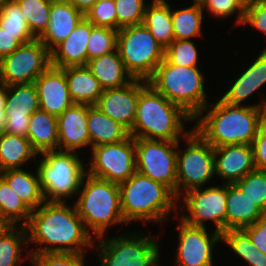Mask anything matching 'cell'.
I'll list each match as a JSON object with an SVG mask.
<instances>
[{
	"label": "cell",
	"mask_w": 266,
	"mask_h": 266,
	"mask_svg": "<svg viewBox=\"0 0 266 266\" xmlns=\"http://www.w3.org/2000/svg\"><path fill=\"white\" fill-rule=\"evenodd\" d=\"M25 228L28 242L44 244L43 248L30 251L31 254L84 253V246L93 245L92 235L86 229L75 205L70 209L65 202L45 201L32 211Z\"/></svg>",
	"instance_id": "6da1fadb"
},
{
	"label": "cell",
	"mask_w": 266,
	"mask_h": 266,
	"mask_svg": "<svg viewBox=\"0 0 266 266\" xmlns=\"http://www.w3.org/2000/svg\"><path fill=\"white\" fill-rule=\"evenodd\" d=\"M200 118L193 129L213 147L232 144L252 145L260 126L266 121V101L240 106L221 99Z\"/></svg>",
	"instance_id": "7a4b0ae2"
},
{
	"label": "cell",
	"mask_w": 266,
	"mask_h": 266,
	"mask_svg": "<svg viewBox=\"0 0 266 266\" xmlns=\"http://www.w3.org/2000/svg\"><path fill=\"white\" fill-rule=\"evenodd\" d=\"M186 120L193 121V118L156 91L146 80L139 79L136 117L129 131L133 138L179 141V136L184 132L183 122Z\"/></svg>",
	"instance_id": "3957f363"
},
{
	"label": "cell",
	"mask_w": 266,
	"mask_h": 266,
	"mask_svg": "<svg viewBox=\"0 0 266 266\" xmlns=\"http://www.w3.org/2000/svg\"><path fill=\"white\" fill-rule=\"evenodd\" d=\"M119 189L122 216L126 226L132 220L162 223L178 200L167 186L138 172L121 182Z\"/></svg>",
	"instance_id": "277c9868"
},
{
	"label": "cell",
	"mask_w": 266,
	"mask_h": 266,
	"mask_svg": "<svg viewBox=\"0 0 266 266\" xmlns=\"http://www.w3.org/2000/svg\"><path fill=\"white\" fill-rule=\"evenodd\" d=\"M203 77L198 66H176L164 58L147 82L194 119L209 106Z\"/></svg>",
	"instance_id": "5b68a950"
},
{
	"label": "cell",
	"mask_w": 266,
	"mask_h": 266,
	"mask_svg": "<svg viewBox=\"0 0 266 266\" xmlns=\"http://www.w3.org/2000/svg\"><path fill=\"white\" fill-rule=\"evenodd\" d=\"M81 185L84 188L82 191L79 190L80 195L74 205L86 229L87 226L88 229L91 228L99 238L105 236V231L110 225L125 222L122 216L119 184L86 173Z\"/></svg>",
	"instance_id": "8992f818"
},
{
	"label": "cell",
	"mask_w": 266,
	"mask_h": 266,
	"mask_svg": "<svg viewBox=\"0 0 266 266\" xmlns=\"http://www.w3.org/2000/svg\"><path fill=\"white\" fill-rule=\"evenodd\" d=\"M42 155L37 171L45 201L66 202L68 196L79 192L82 187V179L87 173L82 160L73 151L58 149Z\"/></svg>",
	"instance_id": "52a82bcc"
},
{
	"label": "cell",
	"mask_w": 266,
	"mask_h": 266,
	"mask_svg": "<svg viewBox=\"0 0 266 266\" xmlns=\"http://www.w3.org/2000/svg\"><path fill=\"white\" fill-rule=\"evenodd\" d=\"M117 50L134 79L147 81L165 58L164 47L143 23L118 30Z\"/></svg>",
	"instance_id": "ba28073f"
},
{
	"label": "cell",
	"mask_w": 266,
	"mask_h": 266,
	"mask_svg": "<svg viewBox=\"0 0 266 266\" xmlns=\"http://www.w3.org/2000/svg\"><path fill=\"white\" fill-rule=\"evenodd\" d=\"M183 133L188 147L180 154L177 151L176 197L181 196V185L185 192L201 186L215 174L214 147L206 142L194 129ZM182 155V156H181Z\"/></svg>",
	"instance_id": "9c48e42d"
},
{
	"label": "cell",
	"mask_w": 266,
	"mask_h": 266,
	"mask_svg": "<svg viewBox=\"0 0 266 266\" xmlns=\"http://www.w3.org/2000/svg\"><path fill=\"white\" fill-rule=\"evenodd\" d=\"M180 141L135 138L136 172L167 186L176 196L177 151Z\"/></svg>",
	"instance_id": "30bf717a"
},
{
	"label": "cell",
	"mask_w": 266,
	"mask_h": 266,
	"mask_svg": "<svg viewBox=\"0 0 266 266\" xmlns=\"http://www.w3.org/2000/svg\"><path fill=\"white\" fill-rule=\"evenodd\" d=\"M103 240H102V239ZM101 239L100 266H156L159 260V247L150 236L133 235L118 238Z\"/></svg>",
	"instance_id": "8fae6325"
},
{
	"label": "cell",
	"mask_w": 266,
	"mask_h": 266,
	"mask_svg": "<svg viewBox=\"0 0 266 266\" xmlns=\"http://www.w3.org/2000/svg\"><path fill=\"white\" fill-rule=\"evenodd\" d=\"M50 66V51L40 39H35L0 59V83L6 86L33 83Z\"/></svg>",
	"instance_id": "7c38bea8"
},
{
	"label": "cell",
	"mask_w": 266,
	"mask_h": 266,
	"mask_svg": "<svg viewBox=\"0 0 266 266\" xmlns=\"http://www.w3.org/2000/svg\"><path fill=\"white\" fill-rule=\"evenodd\" d=\"M91 165L87 173L120 184L136 172L135 138L131 135L118 143L92 148Z\"/></svg>",
	"instance_id": "4fadbf2b"
},
{
	"label": "cell",
	"mask_w": 266,
	"mask_h": 266,
	"mask_svg": "<svg viewBox=\"0 0 266 266\" xmlns=\"http://www.w3.org/2000/svg\"><path fill=\"white\" fill-rule=\"evenodd\" d=\"M222 185V188L212 186L204 190L192 188L184 193L183 201L190 215H183L181 219L197 227H205L204 222L212 220L215 231L221 234L226 231L227 183Z\"/></svg>",
	"instance_id": "5bb4252c"
},
{
	"label": "cell",
	"mask_w": 266,
	"mask_h": 266,
	"mask_svg": "<svg viewBox=\"0 0 266 266\" xmlns=\"http://www.w3.org/2000/svg\"><path fill=\"white\" fill-rule=\"evenodd\" d=\"M177 230L179 245L175 266H213L212 248L222 240V234L214 231L210 237L206 227L192 226L182 219Z\"/></svg>",
	"instance_id": "9a60e30c"
},
{
	"label": "cell",
	"mask_w": 266,
	"mask_h": 266,
	"mask_svg": "<svg viewBox=\"0 0 266 266\" xmlns=\"http://www.w3.org/2000/svg\"><path fill=\"white\" fill-rule=\"evenodd\" d=\"M139 100V79L113 89H105L95 104L104 114L132 129Z\"/></svg>",
	"instance_id": "2e32d148"
},
{
	"label": "cell",
	"mask_w": 266,
	"mask_h": 266,
	"mask_svg": "<svg viewBox=\"0 0 266 266\" xmlns=\"http://www.w3.org/2000/svg\"><path fill=\"white\" fill-rule=\"evenodd\" d=\"M34 83L41 110L58 117L74 104L65 74L60 68L50 66L36 78Z\"/></svg>",
	"instance_id": "e0dca14e"
},
{
	"label": "cell",
	"mask_w": 266,
	"mask_h": 266,
	"mask_svg": "<svg viewBox=\"0 0 266 266\" xmlns=\"http://www.w3.org/2000/svg\"><path fill=\"white\" fill-rule=\"evenodd\" d=\"M214 166L216 175L228 179L225 183L234 184L255 169L252 145L214 147Z\"/></svg>",
	"instance_id": "ac0fdd59"
},
{
	"label": "cell",
	"mask_w": 266,
	"mask_h": 266,
	"mask_svg": "<svg viewBox=\"0 0 266 266\" xmlns=\"http://www.w3.org/2000/svg\"><path fill=\"white\" fill-rule=\"evenodd\" d=\"M86 104H73L57 117L58 150L76 151L90 145Z\"/></svg>",
	"instance_id": "d6986e66"
},
{
	"label": "cell",
	"mask_w": 266,
	"mask_h": 266,
	"mask_svg": "<svg viewBox=\"0 0 266 266\" xmlns=\"http://www.w3.org/2000/svg\"><path fill=\"white\" fill-rule=\"evenodd\" d=\"M94 25L85 17L51 52V66L65 68L87 65V42Z\"/></svg>",
	"instance_id": "ffe728a7"
},
{
	"label": "cell",
	"mask_w": 266,
	"mask_h": 266,
	"mask_svg": "<svg viewBox=\"0 0 266 266\" xmlns=\"http://www.w3.org/2000/svg\"><path fill=\"white\" fill-rule=\"evenodd\" d=\"M84 17L68 0H53L49 26L39 39L51 52L68 37Z\"/></svg>",
	"instance_id": "44dd1931"
},
{
	"label": "cell",
	"mask_w": 266,
	"mask_h": 266,
	"mask_svg": "<svg viewBox=\"0 0 266 266\" xmlns=\"http://www.w3.org/2000/svg\"><path fill=\"white\" fill-rule=\"evenodd\" d=\"M87 129L92 148L118 143L130 136L126 127L108 117L96 105H88Z\"/></svg>",
	"instance_id": "7402d4cb"
},
{
	"label": "cell",
	"mask_w": 266,
	"mask_h": 266,
	"mask_svg": "<svg viewBox=\"0 0 266 266\" xmlns=\"http://www.w3.org/2000/svg\"><path fill=\"white\" fill-rule=\"evenodd\" d=\"M226 230L254 224L264 212L235 184L227 183Z\"/></svg>",
	"instance_id": "603a6c76"
},
{
	"label": "cell",
	"mask_w": 266,
	"mask_h": 266,
	"mask_svg": "<svg viewBox=\"0 0 266 266\" xmlns=\"http://www.w3.org/2000/svg\"><path fill=\"white\" fill-rule=\"evenodd\" d=\"M266 83V49L250 64L244 73L232 83L231 88L222 96L221 100L231 105L241 104L254 91Z\"/></svg>",
	"instance_id": "cb8c5ba5"
},
{
	"label": "cell",
	"mask_w": 266,
	"mask_h": 266,
	"mask_svg": "<svg viewBox=\"0 0 266 266\" xmlns=\"http://www.w3.org/2000/svg\"><path fill=\"white\" fill-rule=\"evenodd\" d=\"M60 69L65 74L74 104L95 105L98 102L104 89L86 65Z\"/></svg>",
	"instance_id": "d4e9b609"
},
{
	"label": "cell",
	"mask_w": 266,
	"mask_h": 266,
	"mask_svg": "<svg viewBox=\"0 0 266 266\" xmlns=\"http://www.w3.org/2000/svg\"><path fill=\"white\" fill-rule=\"evenodd\" d=\"M86 66L104 90L120 88L134 80L126 70L118 50L89 60Z\"/></svg>",
	"instance_id": "484cf974"
},
{
	"label": "cell",
	"mask_w": 266,
	"mask_h": 266,
	"mask_svg": "<svg viewBox=\"0 0 266 266\" xmlns=\"http://www.w3.org/2000/svg\"><path fill=\"white\" fill-rule=\"evenodd\" d=\"M27 138L38 154L57 150V117L38 109L30 117Z\"/></svg>",
	"instance_id": "4316f807"
},
{
	"label": "cell",
	"mask_w": 266,
	"mask_h": 266,
	"mask_svg": "<svg viewBox=\"0 0 266 266\" xmlns=\"http://www.w3.org/2000/svg\"><path fill=\"white\" fill-rule=\"evenodd\" d=\"M36 177L32 173L19 169H8L1 172L12 190L33 211L45 202L40 186L38 171Z\"/></svg>",
	"instance_id": "83f0119b"
},
{
	"label": "cell",
	"mask_w": 266,
	"mask_h": 266,
	"mask_svg": "<svg viewBox=\"0 0 266 266\" xmlns=\"http://www.w3.org/2000/svg\"><path fill=\"white\" fill-rule=\"evenodd\" d=\"M143 24L164 49L175 39L171 7L165 0H153L146 6Z\"/></svg>",
	"instance_id": "f1b7e54d"
},
{
	"label": "cell",
	"mask_w": 266,
	"mask_h": 266,
	"mask_svg": "<svg viewBox=\"0 0 266 266\" xmlns=\"http://www.w3.org/2000/svg\"><path fill=\"white\" fill-rule=\"evenodd\" d=\"M38 153L27 137L4 132L0 134V171L19 169L29 159L36 160Z\"/></svg>",
	"instance_id": "f546056e"
},
{
	"label": "cell",
	"mask_w": 266,
	"mask_h": 266,
	"mask_svg": "<svg viewBox=\"0 0 266 266\" xmlns=\"http://www.w3.org/2000/svg\"><path fill=\"white\" fill-rule=\"evenodd\" d=\"M38 109L39 98L34 82L7 86L6 117H31Z\"/></svg>",
	"instance_id": "4dcf8cb0"
},
{
	"label": "cell",
	"mask_w": 266,
	"mask_h": 266,
	"mask_svg": "<svg viewBox=\"0 0 266 266\" xmlns=\"http://www.w3.org/2000/svg\"><path fill=\"white\" fill-rule=\"evenodd\" d=\"M174 38L177 40H190L201 35L203 9L201 4L194 3L184 9L171 11Z\"/></svg>",
	"instance_id": "1f68e13d"
},
{
	"label": "cell",
	"mask_w": 266,
	"mask_h": 266,
	"mask_svg": "<svg viewBox=\"0 0 266 266\" xmlns=\"http://www.w3.org/2000/svg\"><path fill=\"white\" fill-rule=\"evenodd\" d=\"M32 214V211L12 190L7 181L0 176V216L9 224L15 225L22 222L25 226Z\"/></svg>",
	"instance_id": "d6a6232c"
},
{
	"label": "cell",
	"mask_w": 266,
	"mask_h": 266,
	"mask_svg": "<svg viewBox=\"0 0 266 266\" xmlns=\"http://www.w3.org/2000/svg\"><path fill=\"white\" fill-rule=\"evenodd\" d=\"M9 225L0 234V266H20L21 244H27L25 226Z\"/></svg>",
	"instance_id": "836d02e7"
},
{
	"label": "cell",
	"mask_w": 266,
	"mask_h": 266,
	"mask_svg": "<svg viewBox=\"0 0 266 266\" xmlns=\"http://www.w3.org/2000/svg\"><path fill=\"white\" fill-rule=\"evenodd\" d=\"M22 10L32 35L39 39L49 26L53 0H14Z\"/></svg>",
	"instance_id": "e575fe53"
},
{
	"label": "cell",
	"mask_w": 266,
	"mask_h": 266,
	"mask_svg": "<svg viewBox=\"0 0 266 266\" xmlns=\"http://www.w3.org/2000/svg\"><path fill=\"white\" fill-rule=\"evenodd\" d=\"M222 241L243 258L249 266H259L260 250L252 243L243 229H231L222 233Z\"/></svg>",
	"instance_id": "d590c367"
},
{
	"label": "cell",
	"mask_w": 266,
	"mask_h": 266,
	"mask_svg": "<svg viewBox=\"0 0 266 266\" xmlns=\"http://www.w3.org/2000/svg\"><path fill=\"white\" fill-rule=\"evenodd\" d=\"M118 30L94 26L87 42V63L89 60L117 50Z\"/></svg>",
	"instance_id": "8d00e7d4"
},
{
	"label": "cell",
	"mask_w": 266,
	"mask_h": 266,
	"mask_svg": "<svg viewBox=\"0 0 266 266\" xmlns=\"http://www.w3.org/2000/svg\"><path fill=\"white\" fill-rule=\"evenodd\" d=\"M234 184L266 213V171L254 169Z\"/></svg>",
	"instance_id": "74e56055"
},
{
	"label": "cell",
	"mask_w": 266,
	"mask_h": 266,
	"mask_svg": "<svg viewBox=\"0 0 266 266\" xmlns=\"http://www.w3.org/2000/svg\"><path fill=\"white\" fill-rule=\"evenodd\" d=\"M165 59L170 64L176 66H197V48L191 40L174 39L171 44L165 49Z\"/></svg>",
	"instance_id": "f35d334b"
},
{
	"label": "cell",
	"mask_w": 266,
	"mask_h": 266,
	"mask_svg": "<svg viewBox=\"0 0 266 266\" xmlns=\"http://www.w3.org/2000/svg\"><path fill=\"white\" fill-rule=\"evenodd\" d=\"M117 14V30L143 23L146 4L144 0H114Z\"/></svg>",
	"instance_id": "ab89813d"
},
{
	"label": "cell",
	"mask_w": 266,
	"mask_h": 266,
	"mask_svg": "<svg viewBox=\"0 0 266 266\" xmlns=\"http://www.w3.org/2000/svg\"><path fill=\"white\" fill-rule=\"evenodd\" d=\"M0 27L10 34H32L22 10L14 0H9L2 7Z\"/></svg>",
	"instance_id": "60d3db41"
},
{
	"label": "cell",
	"mask_w": 266,
	"mask_h": 266,
	"mask_svg": "<svg viewBox=\"0 0 266 266\" xmlns=\"http://www.w3.org/2000/svg\"><path fill=\"white\" fill-rule=\"evenodd\" d=\"M84 16L94 26L117 30V14L114 0H97Z\"/></svg>",
	"instance_id": "b9f144b4"
},
{
	"label": "cell",
	"mask_w": 266,
	"mask_h": 266,
	"mask_svg": "<svg viewBox=\"0 0 266 266\" xmlns=\"http://www.w3.org/2000/svg\"><path fill=\"white\" fill-rule=\"evenodd\" d=\"M35 266H84V253H41L30 254Z\"/></svg>",
	"instance_id": "7bdbcfd3"
},
{
	"label": "cell",
	"mask_w": 266,
	"mask_h": 266,
	"mask_svg": "<svg viewBox=\"0 0 266 266\" xmlns=\"http://www.w3.org/2000/svg\"><path fill=\"white\" fill-rule=\"evenodd\" d=\"M202 9H208L211 14L217 17H226L238 12L236 24H243L245 10L238 4L236 0H203L201 3Z\"/></svg>",
	"instance_id": "ee69618b"
},
{
	"label": "cell",
	"mask_w": 266,
	"mask_h": 266,
	"mask_svg": "<svg viewBox=\"0 0 266 266\" xmlns=\"http://www.w3.org/2000/svg\"><path fill=\"white\" fill-rule=\"evenodd\" d=\"M32 34H10L0 27V59L11 54L21 44L35 40Z\"/></svg>",
	"instance_id": "f6af8a7d"
},
{
	"label": "cell",
	"mask_w": 266,
	"mask_h": 266,
	"mask_svg": "<svg viewBox=\"0 0 266 266\" xmlns=\"http://www.w3.org/2000/svg\"><path fill=\"white\" fill-rule=\"evenodd\" d=\"M252 148L255 169L266 171V121L260 126Z\"/></svg>",
	"instance_id": "bcb514c9"
},
{
	"label": "cell",
	"mask_w": 266,
	"mask_h": 266,
	"mask_svg": "<svg viewBox=\"0 0 266 266\" xmlns=\"http://www.w3.org/2000/svg\"><path fill=\"white\" fill-rule=\"evenodd\" d=\"M251 24L254 28L266 33V4L255 1L245 10L243 25Z\"/></svg>",
	"instance_id": "7dc6e473"
},
{
	"label": "cell",
	"mask_w": 266,
	"mask_h": 266,
	"mask_svg": "<svg viewBox=\"0 0 266 266\" xmlns=\"http://www.w3.org/2000/svg\"><path fill=\"white\" fill-rule=\"evenodd\" d=\"M249 235L252 243L266 254V213H264L254 224L243 228Z\"/></svg>",
	"instance_id": "c3c4849f"
},
{
	"label": "cell",
	"mask_w": 266,
	"mask_h": 266,
	"mask_svg": "<svg viewBox=\"0 0 266 266\" xmlns=\"http://www.w3.org/2000/svg\"><path fill=\"white\" fill-rule=\"evenodd\" d=\"M30 117H6L4 132L27 137Z\"/></svg>",
	"instance_id": "681fc988"
},
{
	"label": "cell",
	"mask_w": 266,
	"mask_h": 266,
	"mask_svg": "<svg viewBox=\"0 0 266 266\" xmlns=\"http://www.w3.org/2000/svg\"><path fill=\"white\" fill-rule=\"evenodd\" d=\"M74 7H76L84 15L91 8L97 0H68Z\"/></svg>",
	"instance_id": "f907efd6"
},
{
	"label": "cell",
	"mask_w": 266,
	"mask_h": 266,
	"mask_svg": "<svg viewBox=\"0 0 266 266\" xmlns=\"http://www.w3.org/2000/svg\"><path fill=\"white\" fill-rule=\"evenodd\" d=\"M7 86L0 83V110H5Z\"/></svg>",
	"instance_id": "816d5d0a"
},
{
	"label": "cell",
	"mask_w": 266,
	"mask_h": 266,
	"mask_svg": "<svg viewBox=\"0 0 266 266\" xmlns=\"http://www.w3.org/2000/svg\"><path fill=\"white\" fill-rule=\"evenodd\" d=\"M6 124L5 110H0V134L4 133Z\"/></svg>",
	"instance_id": "f5cc1de1"
},
{
	"label": "cell",
	"mask_w": 266,
	"mask_h": 266,
	"mask_svg": "<svg viewBox=\"0 0 266 266\" xmlns=\"http://www.w3.org/2000/svg\"><path fill=\"white\" fill-rule=\"evenodd\" d=\"M238 4L246 10L247 8L251 7V5L256 1V0H236Z\"/></svg>",
	"instance_id": "db71d44e"
},
{
	"label": "cell",
	"mask_w": 266,
	"mask_h": 266,
	"mask_svg": "<svg viewBox=\"0 0 266 266\" xmlns=\"http://www.w3.org/2000/svg\"><path fill=\"white\" fill-rule=\"evenodd\" d=\"M259 266H266V254L260 251Z\"/></svg>",
	"instance_id": "11a10c76"
},
{
	"label": "cell",
	"mask_w": 266,
	"mask_h": 266,
	"mask_svg": "<svg viewBox=\"0 0 266 266\" xmlns=\"http://www.w3.org/2000/svg\"><path fill=\"white\" fill-rule=\"evenodd\" d=\"M9 224L0 216V234L4 229H6Z\"/></svg>",
	"instance_id": "9f6ffc18"
},
{
	"label": "cell",
	"mask_w": 266,
	"mask_h": 266,
	"mask_svg": "<svg viewBox=\"0 0 266 266\" xmlns=\"http://www.w3.org/2000/svg\"><path fill=\"white\" fill-rule=\"evenodd\" d=\"M9 0H0V11L2 7L8 2Z\"/></svg>",
	"instance_id": "6f0895ef"
},
{
	"label": "cell",
	"mask_w": 266,
	"mask_h": 266,
	"mask_svg": "<svg viewBox=\"0 0 266 266\" xmlns=\"http://www.w3.org/2000/svg\"><path fill=\"white\" fill-rule=\"evenodd\" d=\"M203 0H193L194 3H199L201 4Z\"/></svg>",
	"instance_id": "680465c9"
},
{
	"label": "cell",
	"mask_w": 266,
	"mask_h": 266,
	"mask_svg": "<svg viewBox=\"0 0 266 266\" xmlns=\"http://www.w3.org/2000/svg\"><path fill=\"white\" fill-rule=\"evenodd\" d=\"M257 2L266 4V0H256Z\"/></svg>",
	"instance_id": "91938a15"
}]
</instances>
